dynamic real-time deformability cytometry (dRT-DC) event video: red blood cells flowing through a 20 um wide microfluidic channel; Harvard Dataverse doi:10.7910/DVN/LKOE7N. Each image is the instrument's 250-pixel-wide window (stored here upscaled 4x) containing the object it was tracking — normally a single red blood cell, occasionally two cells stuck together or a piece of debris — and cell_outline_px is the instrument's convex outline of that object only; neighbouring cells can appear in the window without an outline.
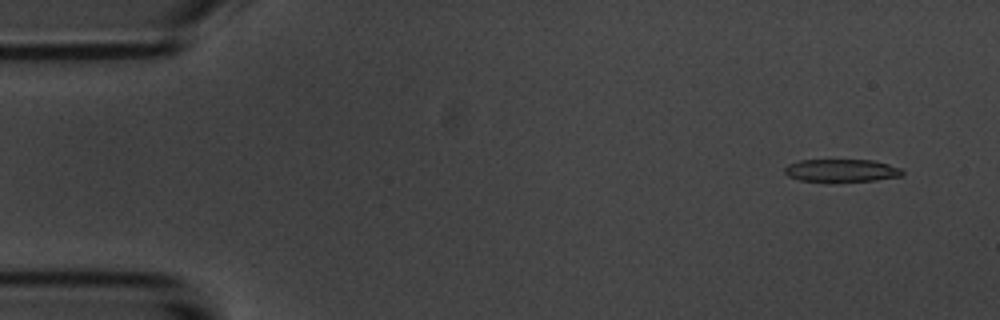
{"species": "common noctule bat (a hibernating species)", "species_latin": "Nyctalus noctula", "temperature_condition": "room temperature", "stored_images_in_passage": 4, "camera_frame_rate_fps": 3000, "um_per_image_px": 0.085, "animal": {"sex": "male", "body_mass_g": 20.1, "forearm_length_mm": 53.5}, "frame": {"image": 1, "passage_image": 1, "time_ms": 0.0, "image_size_px": [1000, 320], "cell_outline_px": [[904, 176], [876, 180], [800, 180], [788, 176], [784, 172], [784, 168], [788, 164], [800, 160], [876, 160], [900, 168], [904, 172]], "centroid_in_image_um": [71.56, 14.47], "position_along_channel_um": 13.4, "area_um2": 15.26}}